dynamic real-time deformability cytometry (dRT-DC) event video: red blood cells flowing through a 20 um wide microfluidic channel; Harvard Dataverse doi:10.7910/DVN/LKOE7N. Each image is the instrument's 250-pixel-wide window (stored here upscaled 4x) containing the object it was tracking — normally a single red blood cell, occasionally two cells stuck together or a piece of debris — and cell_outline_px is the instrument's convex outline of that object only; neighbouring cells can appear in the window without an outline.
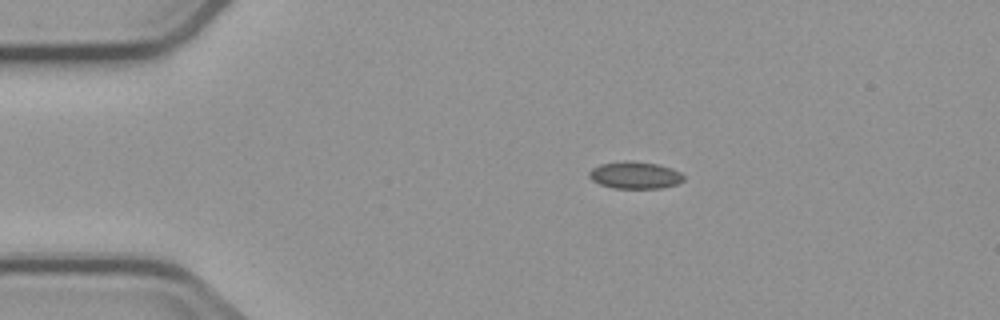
{"species": "common noctule bat (a hibernating species)", "species_latin": "Nyctalus noctula", "temperature_condition": "cold", "stored_images_in_passage": 2, "camera_frame_rate_fps": 3000, "um_per_image_px": 0.085, "animal": {"sex": "male", "body_mass_g": 23.1, "forearm_length_mm": 52.7}, "frame": {"image": 1, "passage_image": 1, "time_ms": 0.0, "image_size_px": [1000, 320], "cell_outline_px": [[684, 180], [676, 184], [660, 188], [612, 188], [600, 184], [592, 180], [588, 176], [588, 172], [592, 168], [600, 164], [624, 160], [628, 160], [656, 164], [672, 168], [680, 172], [684, 176]], "centroid_in_image_um": [53.95, 14.88], "position_along_channel_um": 31.1, "area_um2": 14.97}}